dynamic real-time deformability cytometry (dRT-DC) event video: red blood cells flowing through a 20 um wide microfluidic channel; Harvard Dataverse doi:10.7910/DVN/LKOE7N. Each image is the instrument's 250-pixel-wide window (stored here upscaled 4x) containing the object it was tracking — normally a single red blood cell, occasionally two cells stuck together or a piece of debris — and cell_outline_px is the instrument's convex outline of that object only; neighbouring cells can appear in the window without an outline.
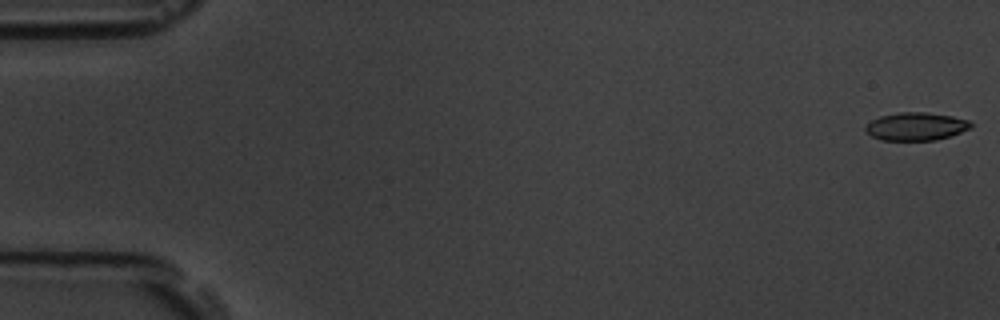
{"species": "common noctule bat (a hibernating species)", "species_latin": "Nyctalus noctula", "temperature_condition": "room temperature", "stored_images_in_passage": 7, "camera_frame_rate_fps": 3000, "um_per_image_px": 0.085, "animal": {"sex": "male", "body_mass_g": 19.5, "forearm_length_mm": 54.6}, "frame": {"image": 1, "passage_image": 1, "time_ms": 0.0, "image_size_px": [1000, 320], "cell_outline_px": [[972, 128], [936, 140], [880, 140], [872, 136], [864, 128], [872, 120], [880, 116], [900, 112], [928, 112], [952, 116], [968, 120], [972, 124]], "centroid_in_image_um": [77.87, 10.74], "position_along_channel_um": 7.1, "area_um2": 17.05}}
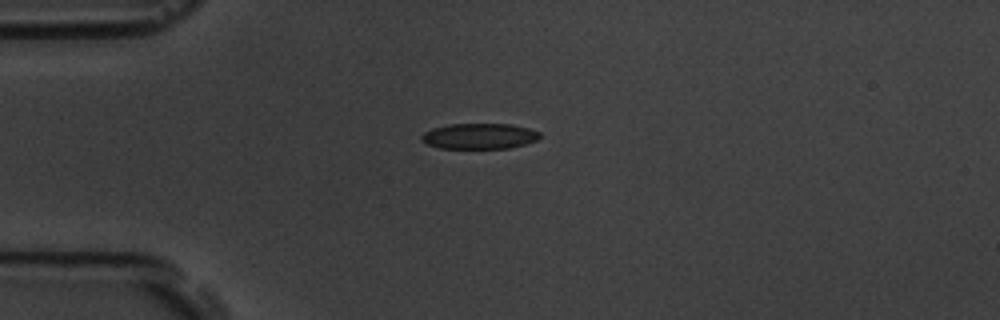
{"frame": {"image": 2, "passage_image": 5, "time_ms": 4.667, "image_size_px": [1000, 320], "cell_outline_px": [[540, 136], [536, 140], [524, 144], [508, 148], [440, 148], [428, 144], [420, 140], [420, 136], [424, 132], [432, 128], [448, 124], [512, 124], [528, 128], [540, 132]], "centroid_in_image_um": [40.71, 11.56], "position_along_channel_um": 44.3, "area_um2": 17.63}}
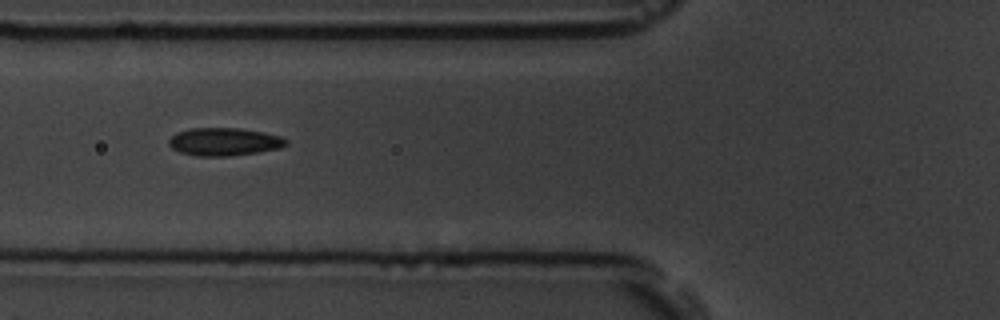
{"frame": {"image": 3, "passage_image": 7, "time_ms": 7.0, "image_size_px": [1000, 320], "cell_outline_px": [[288, 144], [280, 148], [256, 152], [228, 156], [196, 156], [180, 152], [172, 148], [168, 144], [168, 140], [176, 132], [192, 128], [240, 128], [264, 132], [280, 136], [288, 140]], "centroid_in_image_um": [19.05, 12.04], "position_along_channel_um": 106.8, "area_um2": 19.07}}